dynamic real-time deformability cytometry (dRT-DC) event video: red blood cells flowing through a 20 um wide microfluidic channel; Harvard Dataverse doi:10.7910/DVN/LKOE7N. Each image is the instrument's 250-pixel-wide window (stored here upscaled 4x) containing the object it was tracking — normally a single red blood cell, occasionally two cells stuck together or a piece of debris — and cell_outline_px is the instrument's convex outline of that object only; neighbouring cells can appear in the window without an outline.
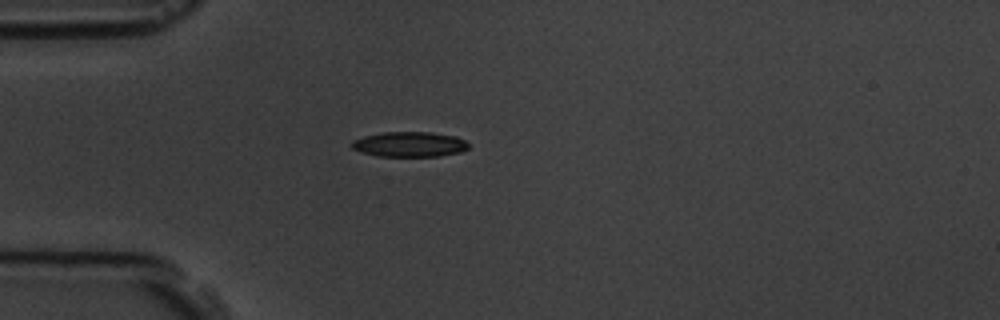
{"species": "common noctule bat (a hibernating species)", "species_latin": "Nyctalus noctula", "temperature_condition": "room temperature", "stored_images_in_passage": 4, "camera_frame_rate_fps": 3000, "um_per_image_px": 0.085, "animal": {"sex": "male", "body_mass_g": 19.5, "forearm_length_mm": 54.6}, "frame": {"image": 1, "passage_image": 4, "time_ms": 4.333, "image_size_px": [1000, 320], "cell_outline_px": [[468, 148], [460, 152], [440, 156], [376, 156], [360, 152], [352, 148], [348, 144], [352, 140], [364, 136], [384, 132], [432, 132], [456, 136], [464, 140], [468, 144]], "centroid_in_image_um": [34.77, 12.26], "position_along_channel_um": 50.2, "area_um2": 17.22}}